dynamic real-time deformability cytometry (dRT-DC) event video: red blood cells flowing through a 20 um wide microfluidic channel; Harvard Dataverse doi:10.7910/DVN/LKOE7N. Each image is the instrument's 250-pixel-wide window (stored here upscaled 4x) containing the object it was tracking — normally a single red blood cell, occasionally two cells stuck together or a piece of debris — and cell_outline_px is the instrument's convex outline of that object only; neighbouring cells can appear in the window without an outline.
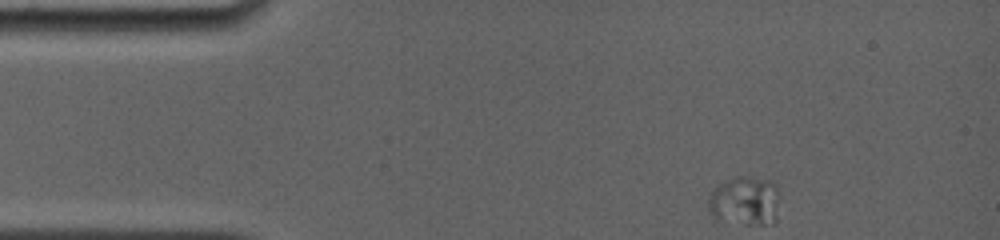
{"species": "common noctule bat (a hibernating species)", "species_latin": "Nyctalus noctula", "temperature_condition": "room temperature", "stored_images_in_passage": 6, "camera_frame_rate_fps": 4000, "um_per_image_px": 0.085, "animal": {"sex": "female", "body_mass_g": 19.0, "forearm_length_mm": 56.7}, "frame": {"image": 1, "passage_image": 1, "time_ms": 0.0, "image_size_px": [1000, 240], "cell_outline_px": [[780, 196], [776, 216], [772, 224], [748, 224], [716, 216], [712, 212], [708, 200], [712, 192], [724, 180], [736, 176], [752, 176], [772, 180], [776, 184]], "centroid_in_image_um": [63.42, 17.01], "position_along_channel_um": 21.6, "area_um2": 20.11}}
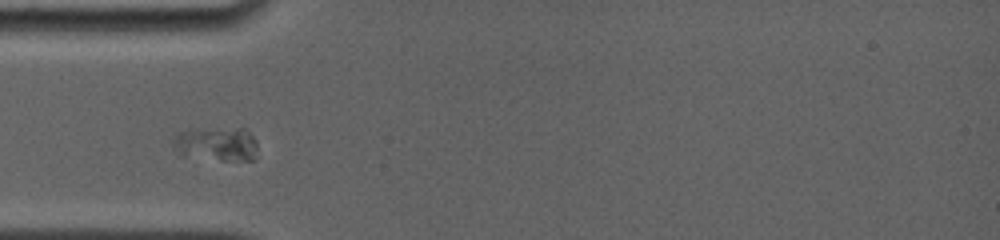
{"frame": {"image": 2, "passage_image": 4, "time_ms": 3.0, "image_size_px": [1000, 240], "cell_outline_px": [[256, 160], [220, 160], [184, 156], [176, 144], [176, 136], [180, 132], [192, 128], [244, 128], [256, 140]], "centroid_in_image_um": [18.49, 12.23], "position_along_channel_um": 66.5, "area_um2": 16.53}}
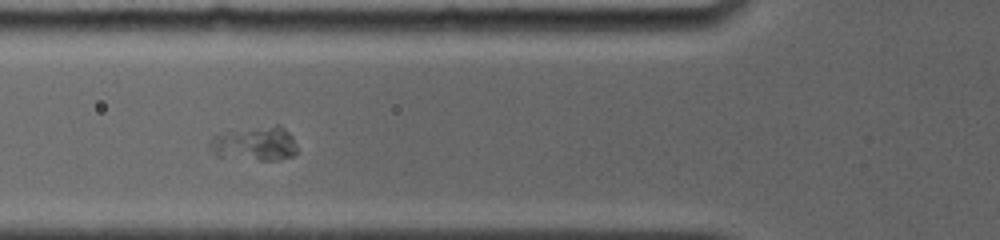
{"frame": {"image": 3, "passage_image": 5, "time_ms": 4.0, "image_size_px": [1000, 240], "cell_outline_px": [[296, 152], [292, 156], [276, 160], [260, 160], [216, 156], [212, 148], [212, 140], [216, 136], [232, 132], [276, 124], [280, 124], [292, 136], [296, 148]], "centroid_in_image_um": [21.75, 12.23], "position_along_channel_um": 104.0, "area_um2": 16.7}}